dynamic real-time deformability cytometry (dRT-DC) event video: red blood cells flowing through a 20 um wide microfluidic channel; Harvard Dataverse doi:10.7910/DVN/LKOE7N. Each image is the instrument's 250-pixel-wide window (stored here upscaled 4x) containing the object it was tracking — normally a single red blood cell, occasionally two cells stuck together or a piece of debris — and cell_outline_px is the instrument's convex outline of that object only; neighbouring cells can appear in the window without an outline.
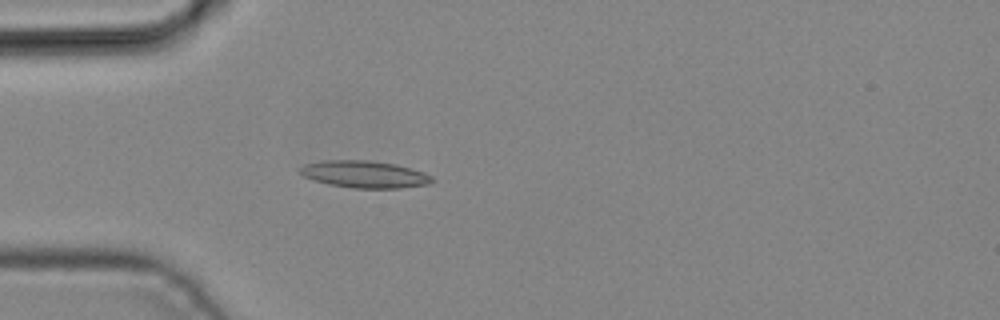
{"species": "common noctule bat (a hibernating species)", "species_latin": "Nyctalus noctula", "temperature_condition": "cold", "stored_images_in_passage": 2, "camera_frame_rate_fps": 3000, "um_per_image_px": 0.085, "animal": {"sex": "male", "body_mass_g": 19.2, "forearm_length_mm": 51.8}, "frame": {"image": 1, "passage_image": 2, "time_ms": 0.333, "image_size_px": [1000, 320], "cell_outline_px": [[432, 180], [428, 184], [400, 188], [352, 188], [328, 184], [304, 176], [300, 172], [300, 168], [304, 164], [324, 160], [368, 160], [396, 164], [424, 172], [432, 176]], "centroid_in_image_um": [30.98, 14.81], "position_along_channel_um": 54.0, "area_um2": 20.69}}